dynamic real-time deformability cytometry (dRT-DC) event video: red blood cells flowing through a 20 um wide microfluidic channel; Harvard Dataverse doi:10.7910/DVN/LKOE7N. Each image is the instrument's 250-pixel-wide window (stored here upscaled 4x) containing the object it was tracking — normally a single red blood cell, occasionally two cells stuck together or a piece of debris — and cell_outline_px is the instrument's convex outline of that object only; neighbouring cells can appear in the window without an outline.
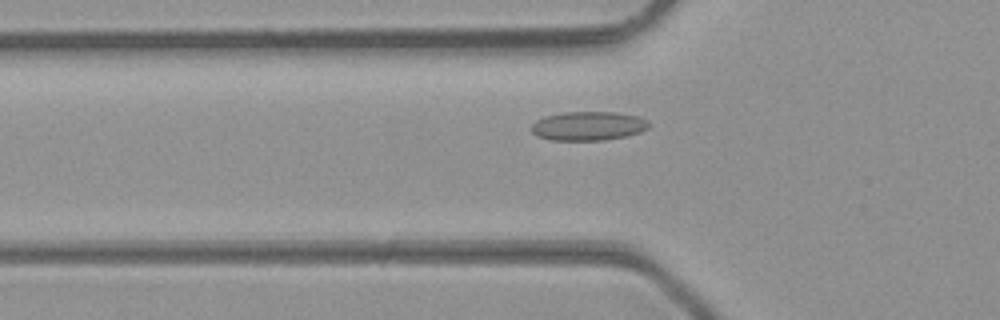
{"species": "common noctule bat (a hibernating species)", "species_latin": "Nyctalus noctula", "temperature_condition": "room temperature", "stored_images_in_passage": 38, "camera_frame_rate_fps": 3000, "um_per_image_px": 0.085, "animal": {"sex": "male", "body_mass_g": 23.1, "forearm_length_mm": 52.7}, "frame": {"image": 1, "passage_image": 7, "time_ms": 2.0, "image_size_px": [1000, 320], "cell_outline_px": [[648, 128], [640, 132], [628, 136], [604, 140], [552, 140], [536, 136], [532, 132], [532, 124], [536, 120], [544, 116], [564, 112], [616, 112], [636, 116], [648, 120]], "centroid_in_image_um": [49.99, 10.71], "position_along_channel_um": 75.8, "area_um2": 19.88}}
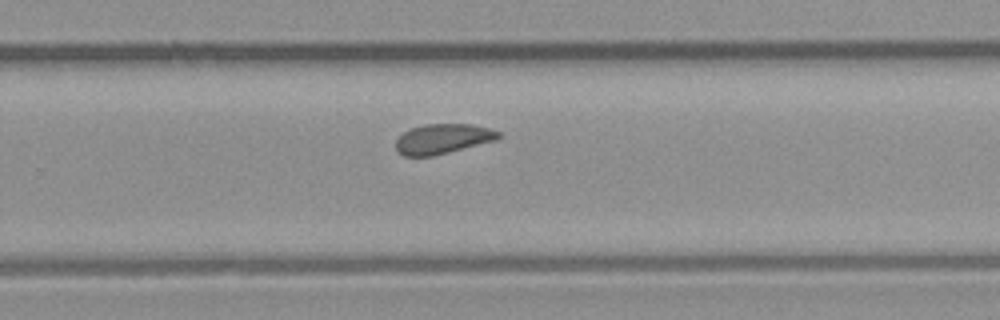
{"frame": {"image": 2, "passage_image": 22, "time_ms": 7.0, "image_size_px": [1000, 320], "cell_outline_px": [[500, 136], [496, 140], [432, 156], [404, 156], [396, 148], [396, 140], [404, 132], [412, 128], [424, 124], [472, 124], [488, 128], [500, 132]], "centroid_in_image_um": [37.63, 11.79], "position_along_channel_um": 292.2, "area_um2": 17.63}}
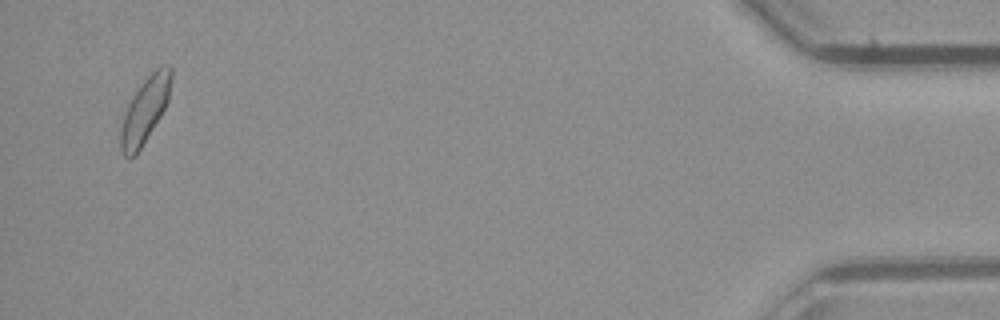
{"frame": {"image": 3, "passage_image": 37, "time_ms": 12.0, "image_size_px": [1000, 320], "cell_outline_px": [[172, 76], [168, 100], [160, 116], [136, 156], [128, 160], [124, 156], [120, 148], [120, 128], [128, 104], [132, 96], [144, 80], [156, 68], [168, 64], [172, 68]], "centroid_in_image_um": [12.31, 9.39], "position_along_channel_um": 422.9, "area_um2": 19.19}, "authors_computed_cell_mechanics": {"area_um2": 18.496, "velocity_mm_per_s": 4.3236, "shape_relaxation_time_tau1_ms": 4.1072, "shape_relaxation_time_tau2_ms": 2.0583, "deformation_change_tau1": 0.0698, "deformation_change_tau2": 0.0807}}